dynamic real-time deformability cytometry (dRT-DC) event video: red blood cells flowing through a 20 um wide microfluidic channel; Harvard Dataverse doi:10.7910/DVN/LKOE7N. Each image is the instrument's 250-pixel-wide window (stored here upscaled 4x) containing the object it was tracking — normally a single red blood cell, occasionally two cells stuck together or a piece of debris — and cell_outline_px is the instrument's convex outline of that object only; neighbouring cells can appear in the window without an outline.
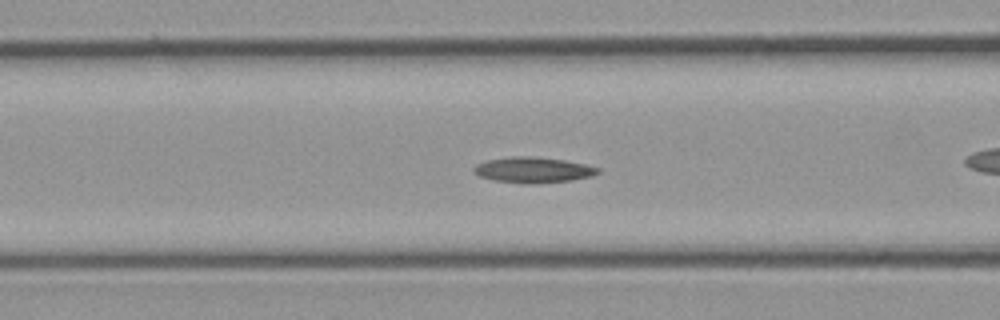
{"species": "common noctule bat (a hibernating species)", "species_latin": "Nyctalus noctula", "temperature_condition": "cold", "stored_images_in_passage": 50, "camera_frame_rate_fps": 3000, "um_per_image_px": 0.085, "animal": {"sex": "male", "body_mass_g": 23.1, "forearm_length_mm": 52.7}, "frame": {"image": 1, "passage_image": 15, "time_ms": 4.667, "image_size_px": [1000, 320], "cell_outline_px": [[600, 172], [592, 176], [572, 180], [532, 184], [524, 184], [492, 180], [480, 176], [472, 172], [472, 168], [476, 164], [488, 160], [512, 156], [528, 156], [564, 160], [584, 164], [600, 168]], "centroid_in_image_um": [45.29, 14.45], "position_along_channel_um": 121.3, "area_um2": 18.61}}
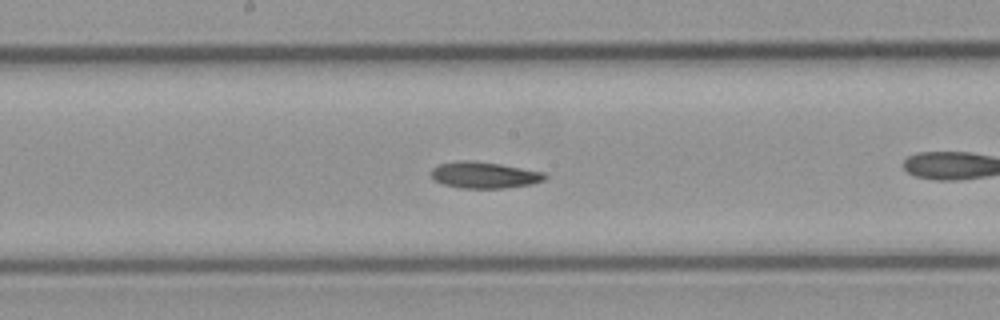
{"frame": {"image": 2, "passage_image": 22, "time_ms": 7.0, "image_size_px": [1000, 320], "cell_outline_px": [[548, 176], [544, 180], [532, 184], [504, 188], [460, 188], [444, 184], [436, 180], [432, 176], [432, 168], [440, 164], [460, 160], [468, 160], [500, 164], [544, 172]], "centroid_in_image_um": [41.19, 14.88], "position_along_channel_um": 207.0, "area_um2": 17.34}}